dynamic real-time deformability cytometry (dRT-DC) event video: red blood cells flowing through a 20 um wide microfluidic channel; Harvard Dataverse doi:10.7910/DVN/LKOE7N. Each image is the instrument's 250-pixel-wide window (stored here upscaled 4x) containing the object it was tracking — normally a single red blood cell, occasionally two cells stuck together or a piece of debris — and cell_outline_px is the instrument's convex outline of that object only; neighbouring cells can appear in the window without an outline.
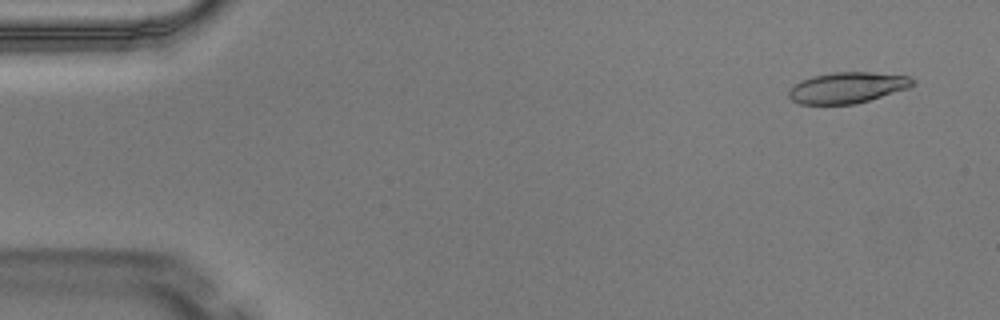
{"species": "Egyptian fruit bat (a non-hibernating species)", "species_latin": "Rousettus aegyptiacus", "temperature_condition": "warm", "stored_images_in_passage": 4, "camera_frame_rate_fps": 3000, "um_per_image_px": 0.085, "animal": {"sex": "male"}, "frame": {"image": 1, "passage_image": 1, "time_ms": 0.0, "image_size_px": [1000, 320], "cell_outline_px": [[916, 84], [908, 88], [856, 104], [800, 104], [792, 100], [788, 96], [788, 92], [800, 80], [812, 76], [832, 72], [872, 72], [908, 76], [916, 80]], "centroid_in_image_um": [72.04, 7.44], "position_along_channel_um": 13.0, "area_um2": 22.37}}
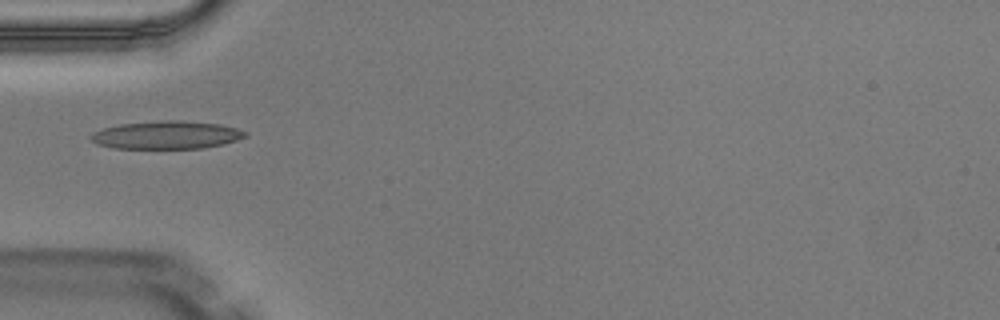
{"frame": {"image": 2, "passage_image": 4, "time_ms": 1.0, "image_size_px": [1000, 320], "cell_outline_px": [[248, 136], [224, 144], [200, 148], [112, 148], [96, 144], [88, 136], [92, 132], [104, 128], [120, 124], [164, 120], [180, 120], [220, 124], [236, 128], [248, 132]], "centroid_in_image_um": [14.15, 11.47], "position_along_channel_um": 70.9, "area_um2": 25.2}}